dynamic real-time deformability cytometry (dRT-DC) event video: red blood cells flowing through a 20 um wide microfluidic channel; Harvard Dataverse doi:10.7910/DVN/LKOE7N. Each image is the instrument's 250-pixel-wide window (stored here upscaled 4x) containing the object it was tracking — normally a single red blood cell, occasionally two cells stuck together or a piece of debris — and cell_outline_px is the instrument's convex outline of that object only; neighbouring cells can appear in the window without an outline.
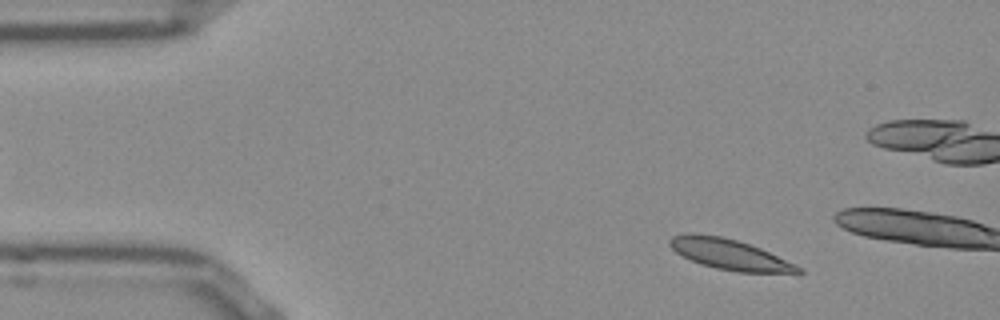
{"species": "Egyptian fruit bat (a non-hibernating species)", "species_latin": "Rousettus aegyptiacus", "temperature_condition": "room temperature", "stored_images_in_passage": 10, "camera_frame_rate_fps": 3000, "um_per_image_px": 0.085, "frame": {"image": 1, "passage_image": 4, "time_ms": 1.0, "image_size_px": [1000, 320], "cell_outline_px": [[804, 272], [736, 272], [716, 268], [700, 264], [676, 252], [668, 244], [668, 240], [672, 236], [692, 232], [720, 236], [736, 240], [760, 248], [800, 268]], "centroid_in_image_um": [61.9, 21.6], "position_along_channel_um": 23.1, "area_um2": 22.25}}